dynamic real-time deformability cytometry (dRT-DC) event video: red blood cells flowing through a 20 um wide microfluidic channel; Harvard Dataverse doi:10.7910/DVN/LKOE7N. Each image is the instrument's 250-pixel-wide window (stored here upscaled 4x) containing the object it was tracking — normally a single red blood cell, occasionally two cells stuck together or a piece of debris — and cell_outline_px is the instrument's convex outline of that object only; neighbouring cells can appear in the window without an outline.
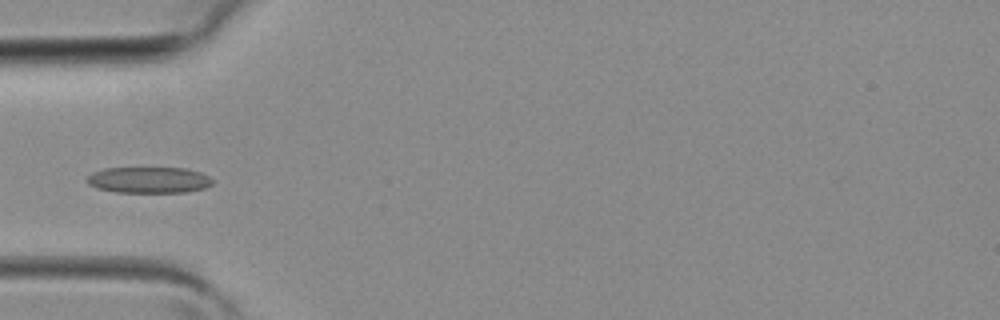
{"species": "common noctule bat (a hibernating species)", "species_latin": "Nyctalus noctula", "temperature_condition": "room temperature", "stored_images_in_passage": 3, "camera_frame_rate_fps": 3000, "um_per_image_px": 0.085, "animal": {"sex": "female", "body_mass_g": 19.3, "forearm_length_mm": 54.1}, "frame": {"image": 1, "passage_image": 3, "time_ms": 0.667, "image_size_px": [1000, 320], "cell_outline_px": [[212, 184], [204, 188], [184, 192], [116, 192], [96, 188], [88, 184], [84, 180], [92, 172], [104, 168], [188, 168], [200, 172], [208, 176], [212, 180]], "centroid_in_image_um": [12.61, 15.29], "position_along_channel_um": 72.4, "area_um2": 19.19}}